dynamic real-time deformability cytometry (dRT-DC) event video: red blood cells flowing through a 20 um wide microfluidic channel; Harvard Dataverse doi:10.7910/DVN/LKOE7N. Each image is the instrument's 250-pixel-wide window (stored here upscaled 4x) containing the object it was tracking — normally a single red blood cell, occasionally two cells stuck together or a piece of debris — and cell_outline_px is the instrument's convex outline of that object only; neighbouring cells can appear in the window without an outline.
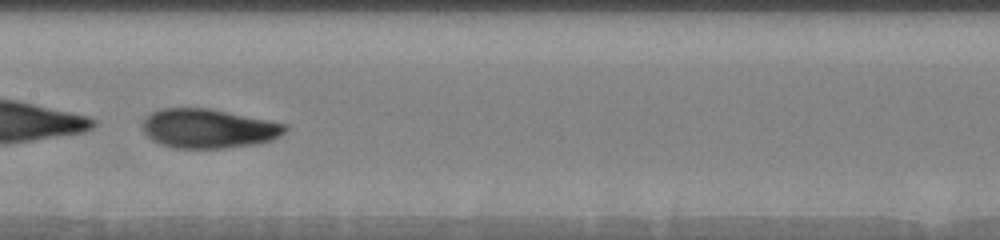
{"species": "human", "species_latin": "Homo sapiens", "temperature_condition": "warm", "stored_images_in_passage": 51, "camera_frame_rate_fps": 3000, "um_per_image_px": 0.085, "donor": {"sex": "male"}, "frame": {"image": 1, "passage_image": 27, "time_ms": 8.667, "image_size_px": [1000, 240], "cell_outline_px": [[288, 128], [284, 132], [272, 140], [252, 144], [224, 148], [172, 148], [160, 144], [152, 140], [144, 132], [144, 120], [152, 112], [160, 108], [208, 108], [288, 124]], "centroid_in_image_um": [17.71, 10.92], "position_along_channel_um": 189.7, "area_um2": 32.37}}
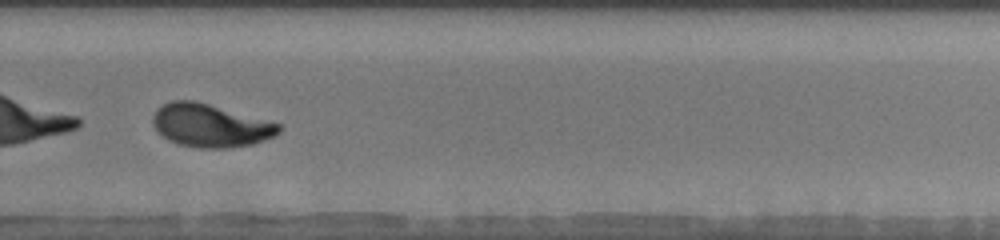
{"frame": {"image": 2, "passage_image": 37, "time_ms": 12.0, "image_size_px": [1000, 240], "cell_outline_px": [[280, 132], [276, 136], [252, 144], [228, 148], [200, 148], [176, 144], [168, 140], [156, 128], [152, 120], [152, 116], [156, 108], [172, 100], [196, 100], [280, 124]], "centroid_in_image_um": [17.87, 10.67], "position_along_channel_um": 311.9, "area_um2": 31.56}, "authors_computed_cell_mechanics": {"area_um2": 33.0616, "velocity_mm_per_s": 3.6736, "shape_relaxation_time_tau1_ms": 1.0713, "shape_relaxation_time_tau2_ms": 1.2395, "deformation_change_tau1": 0.3039, "deformation_change_tau2": 0.0616}}